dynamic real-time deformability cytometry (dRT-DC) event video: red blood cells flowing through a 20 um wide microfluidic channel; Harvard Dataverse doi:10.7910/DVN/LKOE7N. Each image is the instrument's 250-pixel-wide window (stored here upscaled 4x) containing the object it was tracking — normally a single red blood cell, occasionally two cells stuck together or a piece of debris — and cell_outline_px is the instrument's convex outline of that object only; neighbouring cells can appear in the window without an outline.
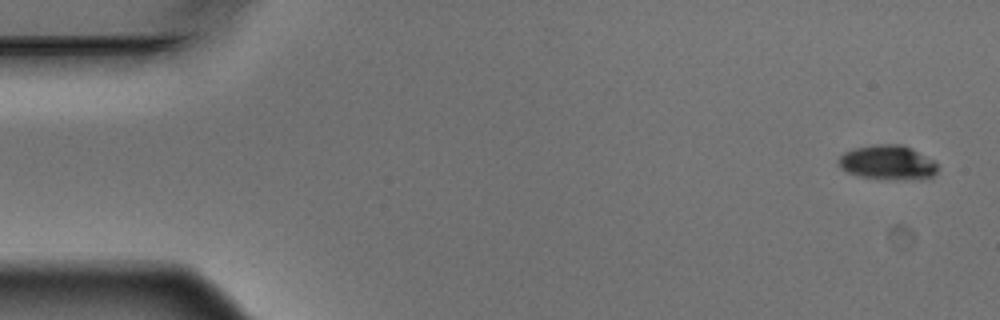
{"species": "Egyptian fruit bat (a non-hibernating species)", "species_latin": "Rousettus aegyptiacus", "temperature_condition": "warm", "stored_images_in_passage": 4, "camera_frame_rate_fps": 3000, "um_per_image_px": 0.085, "animal": {"sex": "male"}, "frame": {"image": 1, "passage_image": 1, "time_ms": 0.0, "image_size_px": [1000, 320], "cell_outline_px": [[936, 172], [928, 180], [892, 180], [856, 176], [840, 168], [840, 156], [844, 152], [852, 148], [876, 144], [900, 144], [912, 148], [932, 160], [936, 164]], "centroid_in_image_um": [75.46, 13.83], "position_along_channel_um": 9.5, "area_um2": 20.17}}